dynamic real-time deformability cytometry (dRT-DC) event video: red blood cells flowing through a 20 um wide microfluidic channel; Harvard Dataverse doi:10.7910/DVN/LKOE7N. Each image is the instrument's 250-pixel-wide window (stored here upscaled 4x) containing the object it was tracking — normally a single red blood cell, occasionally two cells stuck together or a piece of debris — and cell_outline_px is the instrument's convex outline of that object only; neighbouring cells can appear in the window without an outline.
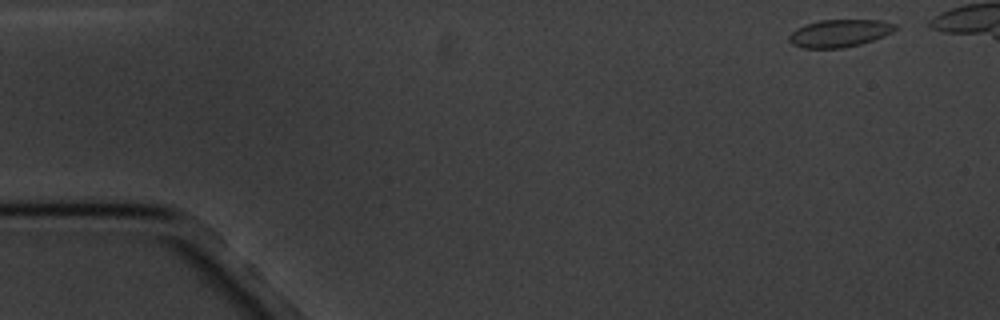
{"species": "common noctule bat (a hibernating species)", "species_latin": "Nyctalus noctula", "temperature_condition": "cold", "stored_images_in_passage": 9, "segment_of_instrument_passage": [1, 2], "camera_frame_rate_fps": 3000, "um_per_image_px": 0.085, "animal": {"sex": "male", "body_mass_g": 20.1, "forearm_length_mm": 53.5}, "frame": {"image": 1, "passage_image": 1, "time_ms": 0.0, "image_size_px": [1000, 320], "cell_outline_px": [[900, 28], [884, 36], [860, 44], [844, 48], [804, 48], [792, 44], [788, 40], [788, 36], [796, 28], [804, 24], [820, 20], [880, 20], [896, 24]], "centroid_in_image_um": [71.36, 2.82], "position_along_channel_um": 13.6, "area_um2": 17.17}}
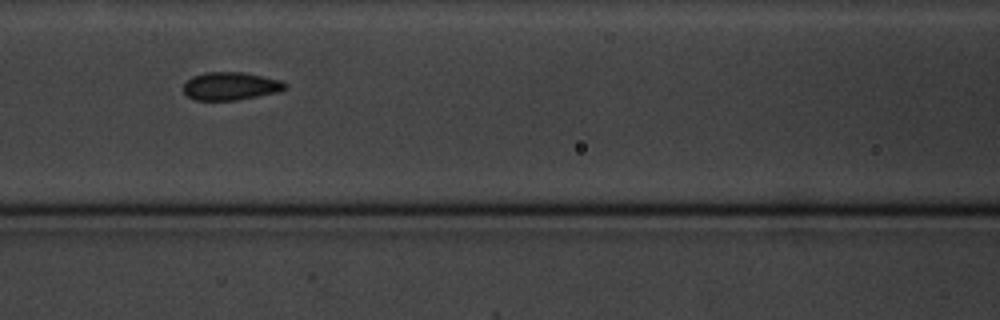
{"frame": {"image": 2, "passage_image": 7, "time_ms": 7.0, "image_size_px": [1000, 320], "cell_outline_px": [[288, 88], [276, 92], [236, 100], [196, 100], [188, 96], [184, 92], [184, 84], [192, 76], [204, 72], [240, 72], [280, 80], [288, 84]], "centroid_in_image_um": [19.59, 7.31], "position_along_channel_um": 147.0, "area_um2": 16.36}}
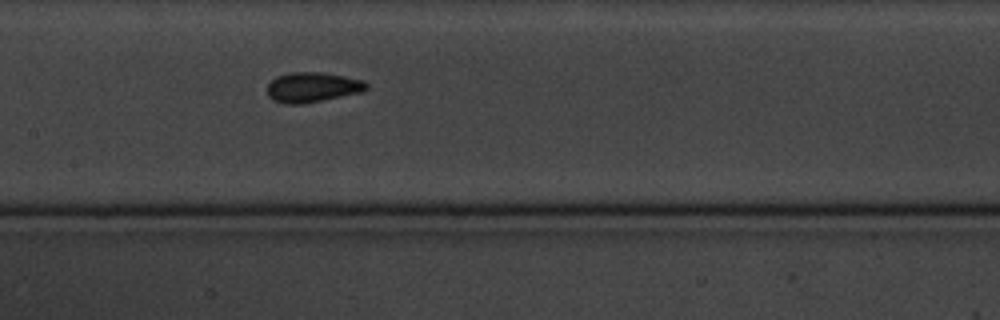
{"frame": {"image": 3, "passage_image": 8, "time_ms": 8.0, "image_size_px": [1000, 320], "cell_outline_px": [[368, 88], [360, 92], [300, 104], [288, 104], [272, 100], [268, 96], [268, 84], [276, 76], [292, 72], [324, 72], [364, 80], [368, 84]], "centroid_in_image_um": [26.54, 7.4], "position_along_channel_um": 180.9, "area_um2": 17.17}}